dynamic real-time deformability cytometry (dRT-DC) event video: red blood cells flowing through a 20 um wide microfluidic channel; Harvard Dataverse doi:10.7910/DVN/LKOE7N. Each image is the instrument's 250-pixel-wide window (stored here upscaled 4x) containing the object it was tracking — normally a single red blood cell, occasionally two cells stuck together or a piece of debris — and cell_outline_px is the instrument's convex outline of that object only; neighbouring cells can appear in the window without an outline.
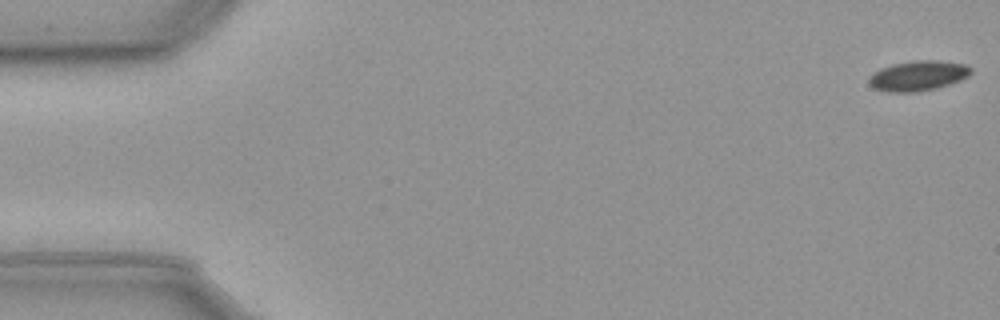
{"species": "common noctule bat (a hibernating species)", "species_latin": "Nyctalus noctula", "temperature_condition": "cold", "stored_images_in_passage": 57, "camera_frame_rate_fps": 3000, "um_per_image_px": 0.085, "animal": {"sex": "male", "body_mass_g": 23.1, "forearm_length_mm": 52.7}, "frame": {"image": 1, "passage_image": 1, "time_ms": 0.0, "image_size_px": [1000, 320], "cell_outline_px": [[972, 72], [968, 76], [960, 80], [936, 88], [916, 92], [888, 92], [876, 88], [868, 84], [868, 80], [880, 68], [892, 64], [912, 60], [936, 60], [964, 64], [972, 68]], "centroid_in_image_um": [78.05, 6.43], "position_along_channel_um": 7.0, "area_um2": 17.74}}
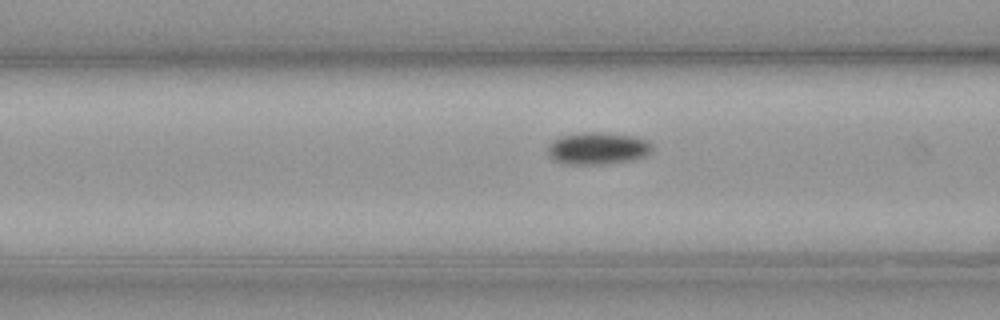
{"frame": {"image": 2, "passage_image": 22, "time_ms": 7.0, "image_size_px": [1000, 320], "cell_outline_px": [[652, 152], [644, 156], [632, 160], [604, 164], [568, 164], [556, 160], [548, 152], [548, 148], [552, 140], [560, 136], [580, 132], [600, 132], [632, 136], [648, 140], [652, 144]], "centroid_in_image_um": [50.83, 12.6], "position_along_channel_um": 115.8, "area_um2": 19.48}}
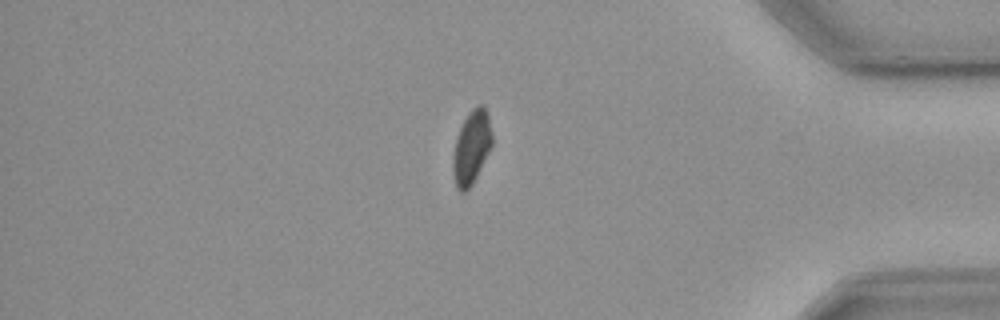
{"frame": {"image": 3, "passage_image": 48, "time_ms": 15.667, "image_size_px": [1000, 320], "cell_outline_px": [[492, 144], [472, 184], [464, 192], [460, 192], [456, 188], [452, 168], [452, 160], [456, 140], [460, 128], [464, 120], [472, 108], [480, 104], [488, 112], [492, 136]], "centroid_in_image_um": [40.07, 12.52], "position_along_channel_um": 395.1, "area_um2": 16.42}, "authors_computed_cell_mechanics": {"area_um2": 17.7446, "velocity_mm_per_s": 3.6043, "shape_relaxation_time_tau1_ms": 4.9633, "shape_relaxation_time_tau2_ms": null, "deformation_change_tau1": 0.0656, "deformation_change_tau2": null}}